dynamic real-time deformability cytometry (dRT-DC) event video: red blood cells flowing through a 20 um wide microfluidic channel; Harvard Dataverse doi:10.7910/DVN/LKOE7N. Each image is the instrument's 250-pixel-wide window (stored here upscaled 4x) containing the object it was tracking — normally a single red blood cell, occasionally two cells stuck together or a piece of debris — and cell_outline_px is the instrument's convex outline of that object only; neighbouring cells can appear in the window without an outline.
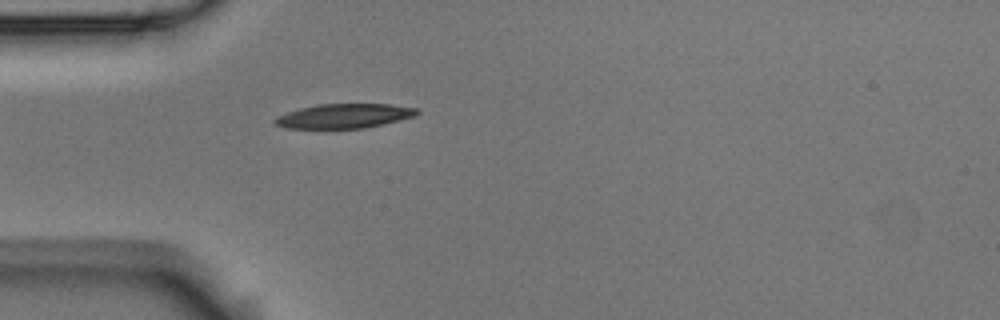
{"species": "Egyptian fruit bat (a non-hibernating species)", "species_latin": "Rousettus aegyptiacus", "temperature_condition": "room temperature", "stored_images_in_passage": 5, "camera_frame_rate_fps": 3000, "um_per_image_px": 0.085, "animal": {"sex": "male"}, "frame": {"image": 1, "passage_image": 5, "time_ms": 1.333, "image_size_px": [1000, 320], "cell_outline_px": [[420, 112], [416, 116], [364, 128], [284, 128], [272, 124], [272, 120], [276, 116], [300, 108], [320, 104], [388, 104], [416, 108]], "centroid_in_image_um": [29.2, 9.86], "position_along_channel_um": 55.8, "area_um2": 20.17}}